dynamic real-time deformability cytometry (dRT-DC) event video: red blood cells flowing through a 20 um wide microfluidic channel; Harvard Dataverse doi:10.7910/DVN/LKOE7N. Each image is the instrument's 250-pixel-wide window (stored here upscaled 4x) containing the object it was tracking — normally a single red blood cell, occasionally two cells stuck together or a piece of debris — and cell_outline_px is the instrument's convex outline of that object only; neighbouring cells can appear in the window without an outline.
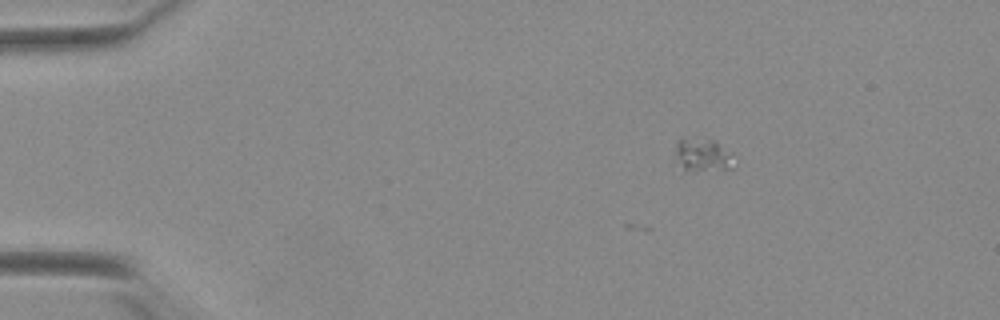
{"species": "Egyptian fruit bat (a non-hibernating species)", "species_latin": "Rousettus aegyptiacus", "temperature_condition": "warm", "stored_images_in_passage": 6, "camera_frame_rate_fps": 3000, "um_per_image_px": 0.085, "animal": {"sex": "female"}, "frame": {"image": 1, "passage_image": 6, "time_ms": 1.667, "image_size_px": [1000, 320], "cell_outline_px": [[736, 164], [732, 168], [692, 172], [684, 172], [676, 152], [676, 144], [680, 140], [712, 140]], "centroid_in_image_um": [59.68, 13.27], "position_along_channel_um": 25.3, "area_um2": 10.4}}